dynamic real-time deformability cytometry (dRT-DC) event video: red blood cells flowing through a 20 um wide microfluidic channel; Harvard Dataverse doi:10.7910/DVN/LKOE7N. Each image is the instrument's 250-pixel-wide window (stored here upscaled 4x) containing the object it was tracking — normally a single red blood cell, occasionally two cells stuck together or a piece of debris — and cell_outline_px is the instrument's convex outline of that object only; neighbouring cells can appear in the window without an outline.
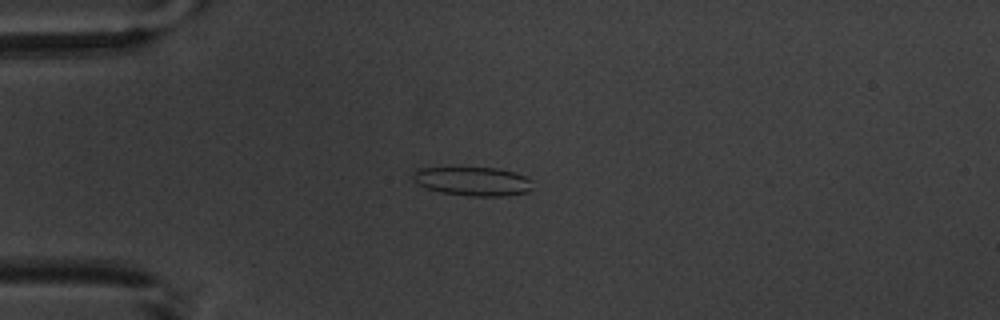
{"species": "common noctule bat (a hibernating species)", "species_latin": "Nyctalus noctula", "temperature_condition": "warm", "stored_images_in_passage": 7, "camera_frame_rate_fps": 3000, "um_per_image_px": 0.085, "animal": {"sex": "male", "body_mass_g": 20.1, "forearm_length_mm": 53.5}, "frame": {"image": 1, "passage_image": 3, "time_ms": 2.333, "image_size_px": [1000, 320], "cell_outline_px": [[532, 180], [528, 192], [504, 196], [468, 196], [440, 192], [416, 184], [412, 176], [416, 168], [500, 168], [524, 176]], "centroid_in_image_um": [40.16, 15.41], "position_along_channel_um": 44.8, "area_um2": 20.0}}
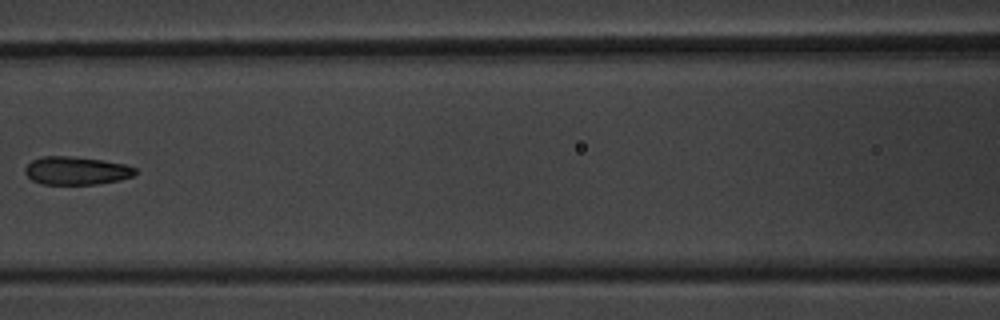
{"frame": {"image": 2, "passage_image": 6, "time_ms": 6.0, "image_size_px": [1000, 320], "cell_outline_px": [[136, 172], [132, 176], [120, 180], [96, 184], [44, 184], [32, 180], [24, 172], [24, 168], [32, 160], [40, 156], [72, 156], [104, 160], [124, 164], [136, 168]], "centroid_in_image_um": [6.47, 14.5], "position_along_channel_um": 160.1, "area_um2": 18.09}}
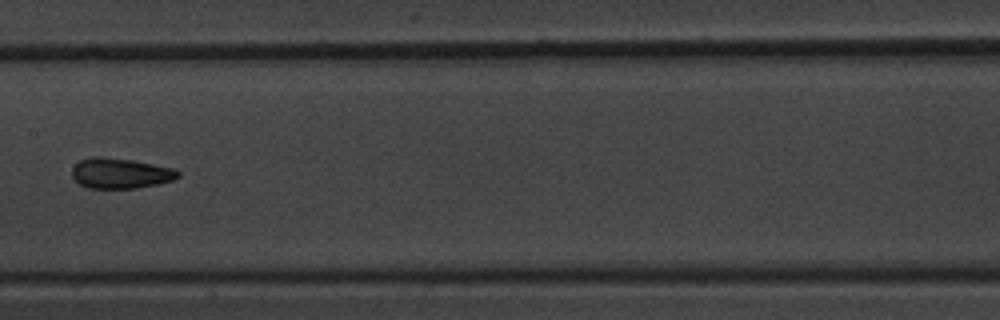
{"frame": {"image": 3, "passage_image": 7, "time_ms": 7.0, "image_size_px": [1000, 320], "cell_outline_px": [[180, 176], [176, 180], [160, 184], [136, 188], [88, 188], [80, 184], [72, 176], [72, 168], [80, 160], [92, 156], [104, 156], [132, 160], [172, 168], [180, 172]], "centroid_in_image_um": [10.25, 14.73], "position_along_channel_um": 197.1, "area_um2": 18.9}}